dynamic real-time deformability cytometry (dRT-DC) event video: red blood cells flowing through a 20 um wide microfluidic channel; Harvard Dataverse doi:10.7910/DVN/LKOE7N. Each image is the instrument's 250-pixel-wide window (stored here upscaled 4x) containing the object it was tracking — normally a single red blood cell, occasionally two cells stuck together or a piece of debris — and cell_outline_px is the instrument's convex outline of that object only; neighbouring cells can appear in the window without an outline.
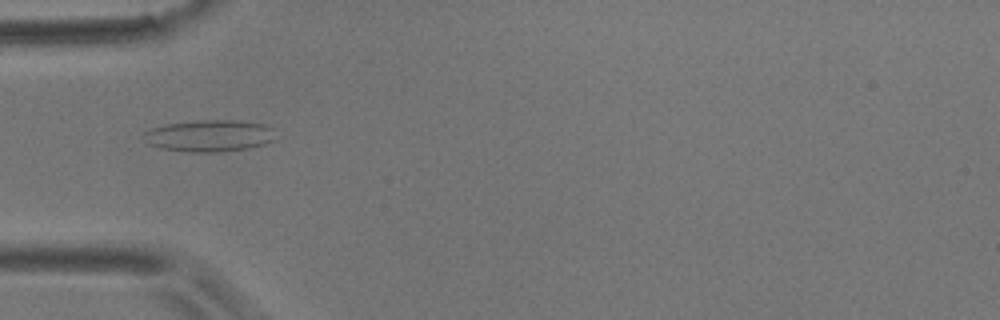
{"species": "common noctule bat (a hibernating species)", "species_latin": "Nyctalus noctula", "temperature_condition": "room temperature", "stored_images_in_passage": 54, "camera_frame_rate_fps": 3000, "um_per_image_px": 0.085, "animal": {"sex": "male", "body_mass_g": 17.9}, "frame": {"image": 1, "passage_image": 15, "time_ms": 4.667, "image_size_px": [1000, 320], "cell_outline_px": [[272, 140], [264, 144], [248, 148], [216, 152], [192, 152], [160, 148], [148, 144], [144, 132], [152, 128], [168, 124], [196, 120], [240, 120], [264, 124], [272, 128]], "centroid_in_image_um": [17.79, 11.53], "position_along_channel_um": 67.2, "area_um2": 24.1}}
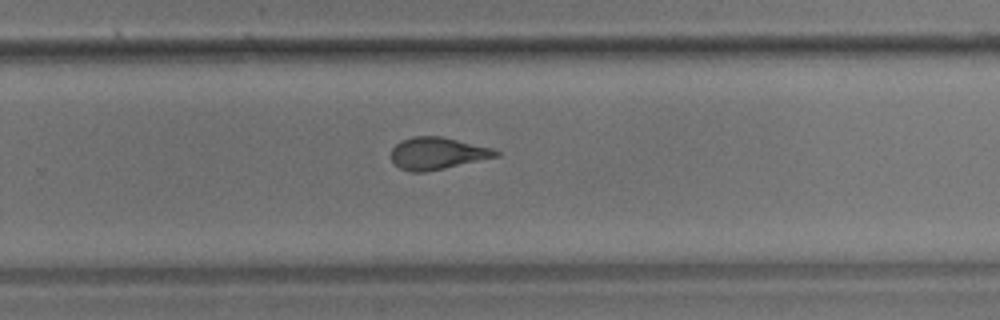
{"frame": {"image": 2, "passage_image": 34, "time_ms": 11.0, "image_size_px": [1000, 320], "cell_outline_px": [[500, 156], [444, 168], [424, 172], [412, 172], [400, 168], [392, 160], [392, 148], [400, 140], [412, 136], [440, 136], [492, 148], [500, 152]], "centroid_in_image_um": [37.17, 13.03], "position_along_channel_um": 292.6, "area_um2": 19.42}}
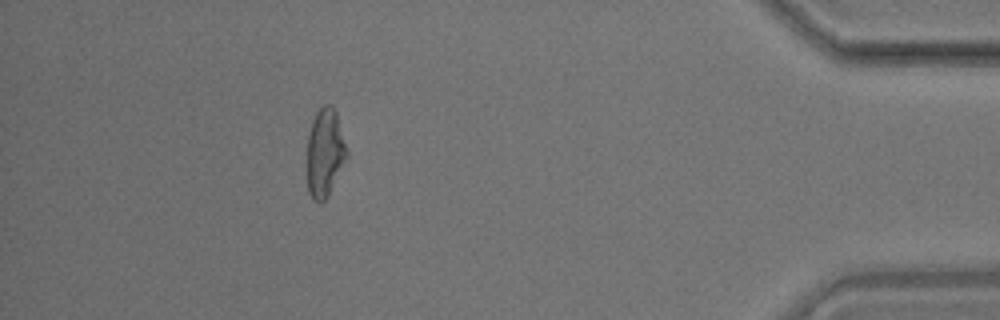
{"frame": {"image": 3, "passage_image": 48, "time_ms": 15.667, "image_size_px": [1000, 320], "cell_outline_px": [[348, 156], [328, 196], [320, 204], [312, 200], [308, 192], [308, 136], [312, 120], [316, 112], [324, 104], [332, 104], [336, 112], [348, 152]], "centroid_in_image_um": [27.62, 12.99], "position_along_channel_um": 407.6, "area_um2": 20.46}, "authors_computed_cell_mechanics": {"area_um2": 20.9814, "velocity_mm_per_s": 3.5609, "shape_relaxation_time_tau1_ms": null, "shape_relaxation_time_tau2_ms": 1.5054, "deformation_change_tau1": null, "deformation_change_tau2": 0.1051}}